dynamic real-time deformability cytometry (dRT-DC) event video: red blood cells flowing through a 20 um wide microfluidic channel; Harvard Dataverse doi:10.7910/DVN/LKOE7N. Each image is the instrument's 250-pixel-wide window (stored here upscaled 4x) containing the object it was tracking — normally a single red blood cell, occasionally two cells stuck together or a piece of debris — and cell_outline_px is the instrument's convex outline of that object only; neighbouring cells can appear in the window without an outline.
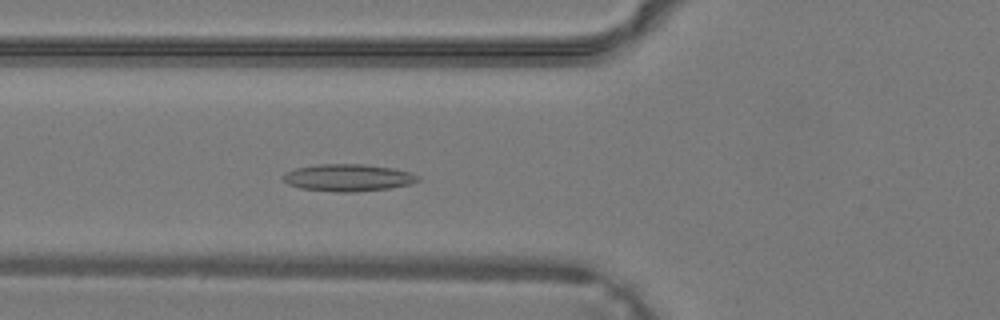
{"species": "common noctule bat (a hibernating species)", "species_latin": "Nyctalus noctula", "temperature_condition": "warm", "stored_images_in_passage": 27, "camera_frame_rate_fps": 3000, "um_per_image_px": 0.085, "animal": {"sex": "male", "body_mass_g": 19.2, "forearm_length_mm": 51.8}, "frame": {"image": 1, "passage_image": 3, "time_ms": 0.667, "image_size_px": [1000, 320], "cell_outline_px": [[420, 180], [408, 184], [388, 188], [352, 192], [336, 192], [300, 188], [288, 184], [280, 176], [284, 172], [296, 168], [316, 164], [364, 164], [392, 168], [412, 172], [420, 176]], "centroid_in_image_um": [29.55, 15.09], "position_along_channel_um": 96.2, "area_um2": 21.39}}
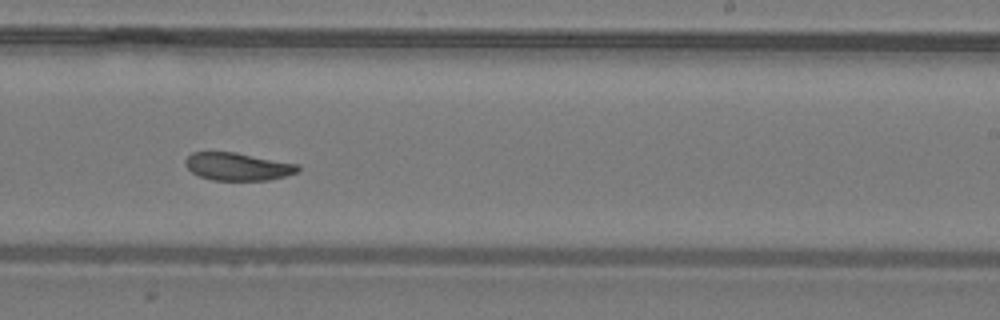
{"frame": {"image": 2, "passage_image": 13, "time_ms": 4.0, "image_size_px": [1000, 320], "cell_outline_px": [[300, 172], [268, 180], [212, 180], [200, 176], [192, 172], [184, 164], [184, 160], [192, 152], [236, 152], [300, 164]], "centroid_in_image_um": [20.23, 14.15], "position_along_channel_um": 268.8, "area_um2": 18.32}}
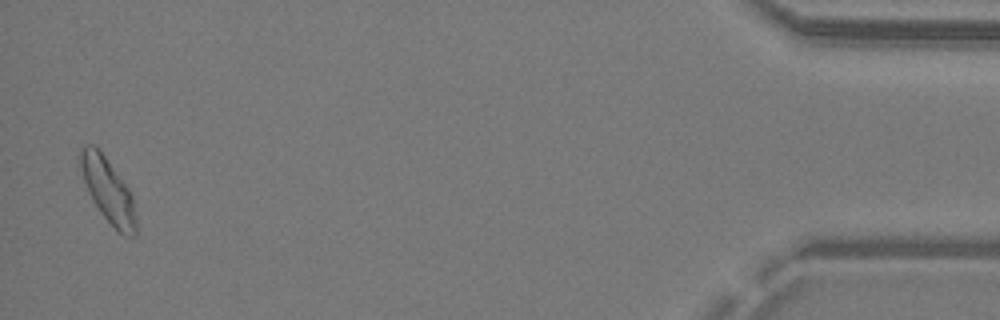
{"frame": {"image": 3, "passage_image": 27, "time_ms": 8.667, "image_size_px": [1000, 320], "cell_outline_px": [[136, 236], [124, 236], [116, 232], [100, 212], [92, 200], [88, 192], [84, 180], [80, 164], [80, 148], [84, 144], [96, 144], [132, 192], [136, 216]], "centroid_in_image_um": [9.2, 16.2], "position_along_channel_um": 426.0, "area_um2": 21.27}}